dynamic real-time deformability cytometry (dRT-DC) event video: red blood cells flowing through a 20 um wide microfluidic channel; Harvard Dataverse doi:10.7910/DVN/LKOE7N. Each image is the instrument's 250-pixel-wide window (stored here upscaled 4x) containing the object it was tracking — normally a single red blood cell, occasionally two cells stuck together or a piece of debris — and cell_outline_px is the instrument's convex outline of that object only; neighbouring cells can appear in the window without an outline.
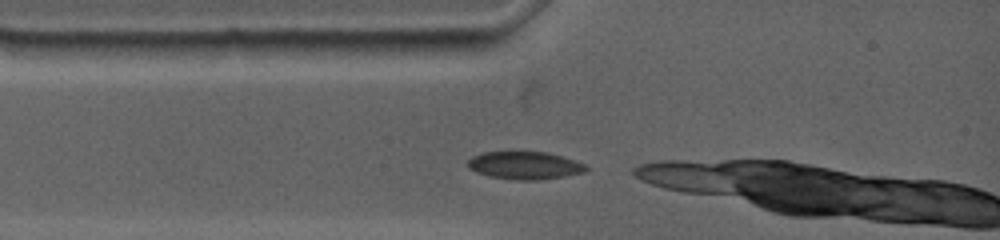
{"species": "common noctule bat (a hibernating species)", "species_latin": "Nyctalus noctula", "temperature_condition": "warm", "stored_images_in_passage": 2, "camera_frame_rate_fps": 4500, "um_per_image_px": 0.085, "animal": {"sex": "female", "body_mass_g": 19.0, "forearm_length_mm": 53.3}, "frame": {"image": 1, "passage_image": 2, "time_ms": 0.444, "image_size_px": [1000, 240], "cell_outline_px": [[588, 168], [584, 172], [564, 176], [536, 180], [512, 180], [488, 176], [476, 172], [468, 168], [468, 160], [472, 156], [484, 152], [548, 152], [584, 164]], "centroid_in_image_um": [44.55, 14.07], "position_along_channel_um": 40.4, "area_um2": 18.96}}